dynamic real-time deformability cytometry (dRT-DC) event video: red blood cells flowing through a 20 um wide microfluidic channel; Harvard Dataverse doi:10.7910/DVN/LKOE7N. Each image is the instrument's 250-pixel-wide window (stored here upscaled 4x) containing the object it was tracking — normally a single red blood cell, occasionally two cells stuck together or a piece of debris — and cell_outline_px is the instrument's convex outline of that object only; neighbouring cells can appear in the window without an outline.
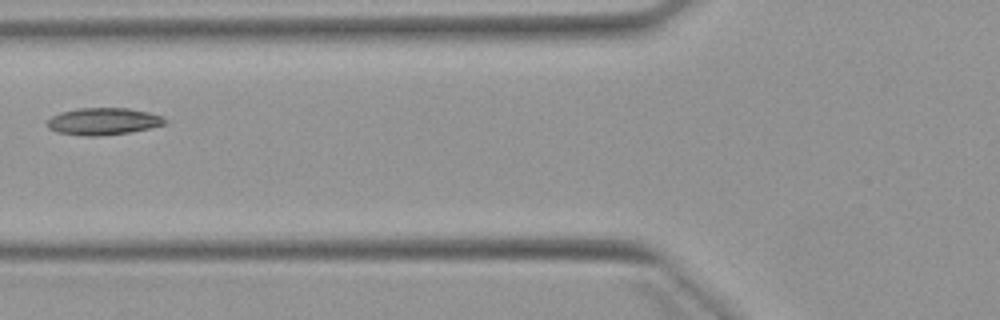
{"species": "Egyptian fruit bat (a non-hibernating species)", "species_latin": "Rousettus aegyptiacus", "temperature_condition": "warm", "stored_images_in_passage": 4, "camera_frame_rate_fps": 3000, "um_per_image_px": 0.085, "animal": {"sex": "female"}, "frame": {"image": 1, "passage_image": 4, "time_ms": 4.333, "image_size_px": [1000, 320], "cell_outline_px": [[164, 124], [148, 128], [128, 132], [100, 136], [84, 136], [56, 132], [48, 128], [48, 120], [52, 116], [60, 112], [80, 108], [128, 108], [148, 112], [164, 116]], "centroid_in_image_um": [8.74, 10.31], "position_along_channel_um": 117.1, "area_um2": 18.38}}